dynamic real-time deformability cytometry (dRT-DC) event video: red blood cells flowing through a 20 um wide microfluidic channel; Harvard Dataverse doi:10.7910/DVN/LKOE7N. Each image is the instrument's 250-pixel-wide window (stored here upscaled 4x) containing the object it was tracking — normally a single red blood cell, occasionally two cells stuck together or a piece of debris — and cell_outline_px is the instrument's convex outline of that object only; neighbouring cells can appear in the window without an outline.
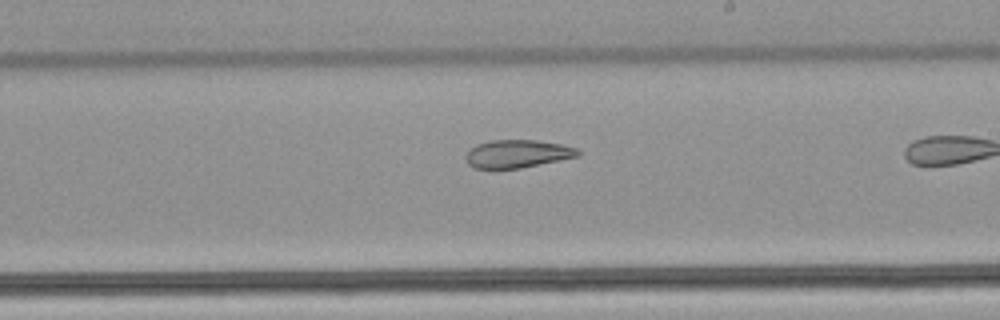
{"species": "common noctule bat (a hibernating species)", "species_latin": "Nyctalus noctula", "temperature_condition": "warm", "stored_images_in_passage": 24, "camera_frame_rate_fps": 3000, "um_per_image_px": 0.085, "animal": {"sex": "male", "body_mass_g": 21.5, "forearm_length_mm": 52.0}, "frame": {"image": 1, "passage_image": 14, "time_ms": 4.333, "image_size_px": [1000, 320], "cell_outline_px": [[580, 156], [520, 168], [476, 168], [468, 164], [464, 156], [476, 144], [492, 140], [536, 140], [560, 144], [576, 148], [580, 152]], "centroid_in_image_um": [43.98, 13.07], "position_along_channel_um": 245.0, "area_um2": 18.09}}
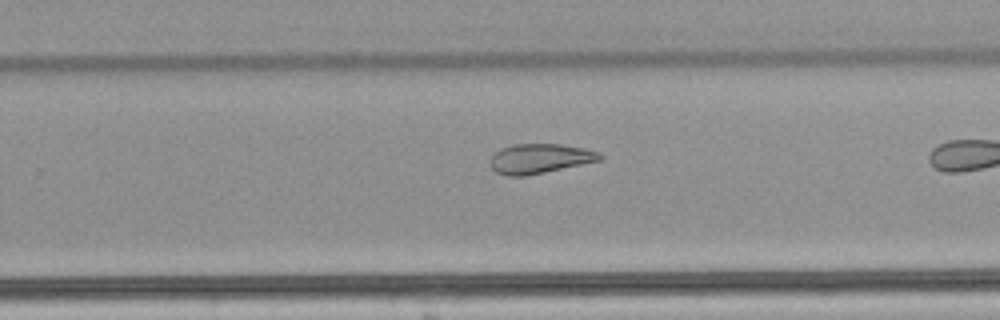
{"frame": {"image": 2, "passage_image": 17, "time_ms": 5.333, "image_size_px": [1000, 320], "cell_outline_px": [[604, 156], [600, 160], [544, 172], [524, 176], [508, 176], [496, 172], [492, 168], [492, 156], [500, 148], [512, 144], [560, 144], [584, 148], [600, 152]], "centroid_in_image_um": [45.89, 13.47], "position_along_channel_um": 283.9, "area_um2": 18.73}}